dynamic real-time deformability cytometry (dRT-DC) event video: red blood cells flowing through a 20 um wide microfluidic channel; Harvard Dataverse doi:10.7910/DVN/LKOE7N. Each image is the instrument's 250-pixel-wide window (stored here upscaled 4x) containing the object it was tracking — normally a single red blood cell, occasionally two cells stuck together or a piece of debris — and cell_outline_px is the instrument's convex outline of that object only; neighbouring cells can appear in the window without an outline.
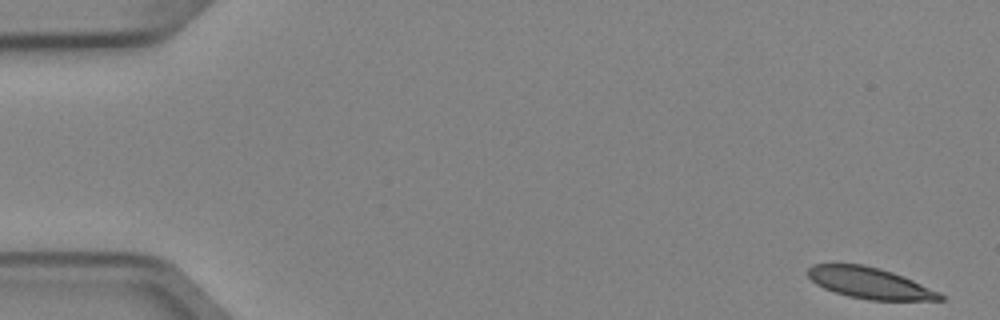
{"species": "Egyptian fruit bat (a non-hibernating species)", "species_latin": "Rousettus aegyptiacus", "temperature_condition": "cold", "stored_images_in_passage": 6, "camera_frame_rate_fps": 3000, "um_per_image_px": 0.085, "animal": {"sex": "female"}, "frame": {"image": 1, "passage_image": 1, "time_ms": 0.0, "image_size_px": [1000, 320], "cell_outline_px": [[944, 300], [868, 300], [848, 296], [824, 288], [816, 284], [808, 276], [808, 268], [812, 264], [864, 264], [880, 268], [892, 272], [912, 280], [940, 292], [944, 296]], "centroid_in_image_um": [73.93, 24.05], "position_along_channel_um": 11.1, "area_um2": 23.87}}
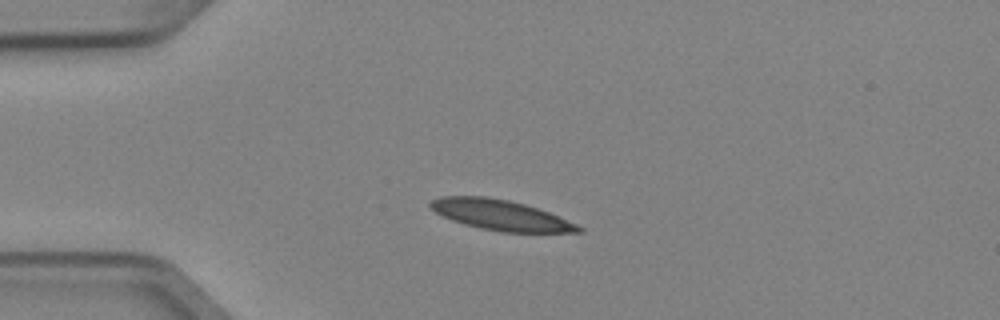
{"frame": {"image": 2, "passage_image": 4, "time_ms": 1.0, "image_size_px": [1000, 320], "cell_outline_px": [[584, 232], [504, 232], [464, 224], [452, 220], [436, 212], [428, 204], [432, 200], [440, 196], [488, 196], [508, 200], [524, 204], [548, 212], [576, 224], [584, 228]], "centroid_in_image_um": [42.55, 18.27], "position_along_channel_um": 42.4, "area_um2": 25.78}}
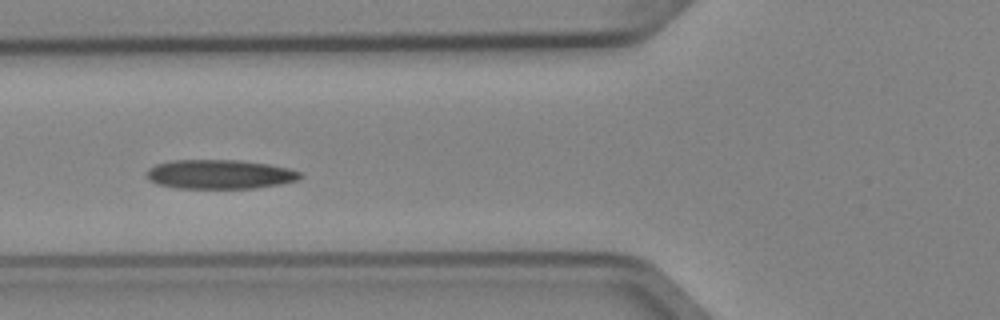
{"frame": {"image": 3, "passage_image": 6, "time_ms": 1.667, "image_size_px": [1000, 320], "cell_outline_px": [[304, 176], [296, 180], [280, 184], [252, 188], [176, 188], [156, 184], [148, 180], [144, 172], [148, 168], [156, 164], [172, 160], [236, 160], [268, 164], [288, 168], [300, 172]], "centroid_in_image_um": [18.61, 14.81], "position_along_channel_um": 107.2, "area_um2": 26.24}}